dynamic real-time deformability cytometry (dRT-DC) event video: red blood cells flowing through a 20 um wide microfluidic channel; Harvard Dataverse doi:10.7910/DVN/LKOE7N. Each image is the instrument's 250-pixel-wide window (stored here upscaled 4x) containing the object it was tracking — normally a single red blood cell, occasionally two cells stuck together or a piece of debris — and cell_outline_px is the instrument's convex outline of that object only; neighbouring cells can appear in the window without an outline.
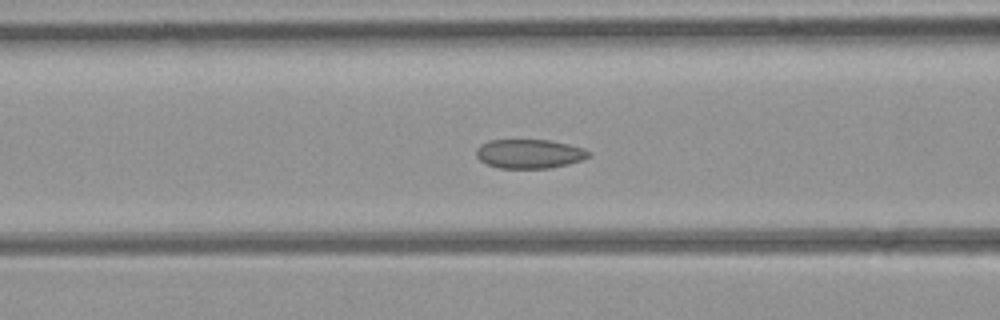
{"species": "common noctule bat (a hibernating species)", "species_latin": "Nyctalus noctula", "temperature_condition": "room temperature", "stored_images_in_passage": 54, "camera_frame_rate_fps": 3000, "um_per_image_px": 0.085, "animal": {"sex": "female", "body_mass_g": 21.9}, "frame": {"image": 1, "passage_image": 21, "time_ms": 6.667, "image_size_px": [1000, 320], "cell_outline_px": [[592, 156], [584, 160], [552, 168], [500, 168], [488, 164], [480, 160], [476, 156], [476, 148], [480, 144], [488, 140], [552, 140], [584, 148], [592, 152]], "centroid_in_image_um": [45.04, 13.07], "position_along_channel_um": 121.6, "area_um2": 19.36}}
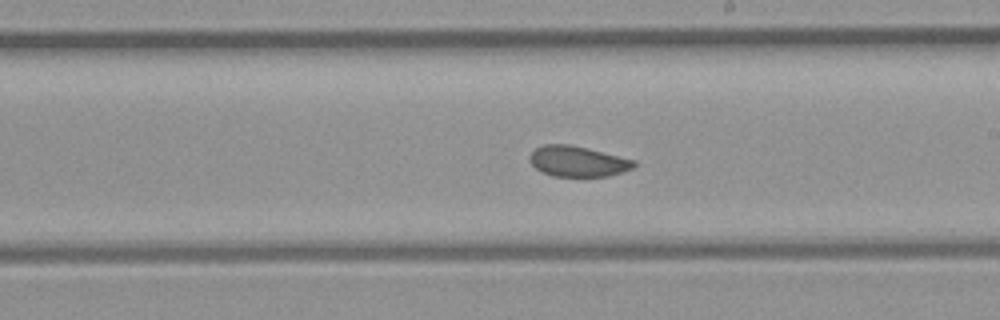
{"frame": {"image": 2, "passage_image": 30, "time_ms": 9.667, "image_size_px": [1000, 320], "cell_outline_px": [[636, 164], [632, 168], [624, 172], [608, 176], [552, 176], [536, 168], [528, 160], [528, 156], [536, 148], [544, 144], [568, 144], [588, 148], [636, 160]], "centroid_in_image_um": [49.11, 13.71], "position_along_channel_um": 239.9, "area_um2": 18.61}}
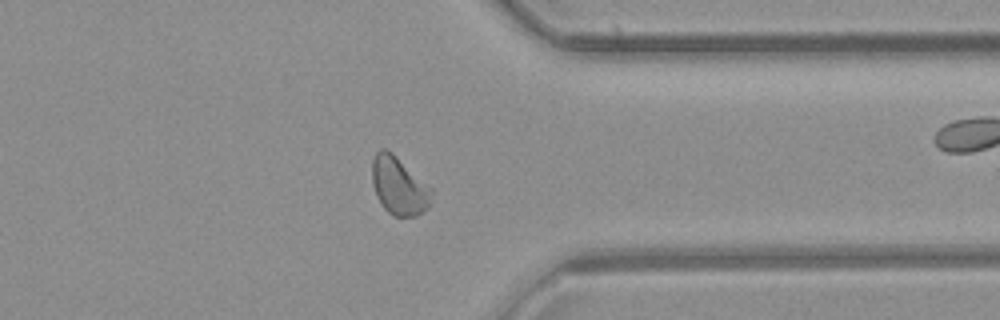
{"frame": {"image": 3, "passage_image": 41, "time_ms": 13.333, "image_size_px": [1000, 320], "cell_outline_px": [[432, 192], [428, 208], [416, 216], [392, 216], [384, 208], [376, 196], [372, 184], [372, 160], [376, 152], [380, 148], [384, 148], [392, 152], [432, 188]], "centroid_in_image_um": [33.89, 15.79], "position_along_channel_um": 377.5, "area_um2": 20.11}, "authors_computed_cell_mechanics": {"area_um2": 20.23, "velocity_mm_per_s": 3.941, "shape_relaxation_time_tau1_ms": null, "shape_relaxation_time_tau2_ms": 1.8058, "deformation_change_tau1": null, "deformation_change_tau2": 0.0504}}